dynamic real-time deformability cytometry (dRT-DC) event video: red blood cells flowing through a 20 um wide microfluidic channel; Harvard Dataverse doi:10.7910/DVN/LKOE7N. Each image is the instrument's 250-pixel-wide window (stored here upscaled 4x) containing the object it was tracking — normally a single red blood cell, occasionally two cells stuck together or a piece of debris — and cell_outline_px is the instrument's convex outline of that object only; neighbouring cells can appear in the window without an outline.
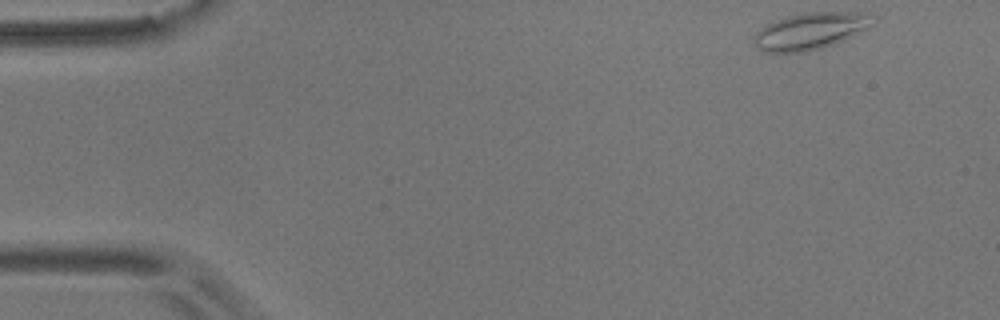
{"species": "common noctule bat (a hibernating species)", "species_latin": "Nyctalus noctula", "temperature_condition": "room temperature", "stored_images_in_passage": 52, "camera_frame_rate_fps": 3000, "um_per_image_px": 0.085, "animal": {"sex": "male", "body_mass_g": 17.9}, "frame": {"image": 1, "passage_image": 1, "time_ms": 0.0, "image_size_px": [1000, 320], "cell_outline_px": [[876, 20], [852, 36], [844, 40], [820, 48], [804, 52], [764, 52], [756, 44], [752, 36], [756, 32], [768, 24], [776, 20], [788, 16], [804, 12], [860, 12]], "centroid_in_image_um": [68.83, 2.63], "position_along_channel_um": 16.2, "area_um2": 24.85}}
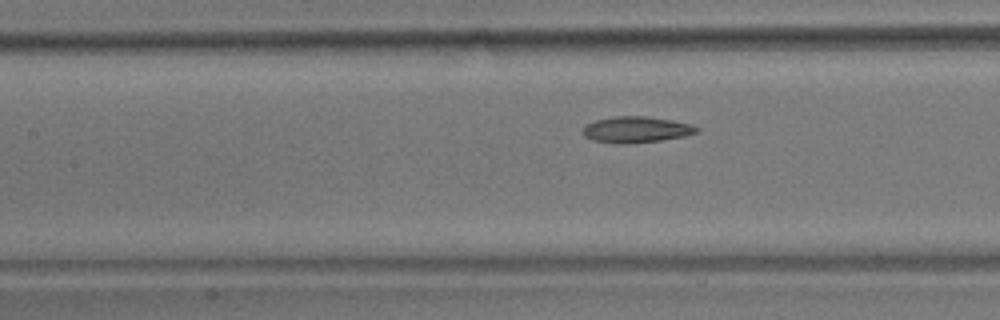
{"frame": {"image": 2, "passage_image": 21, "time_ms": 6.667, "image_size_px": [1000, 320], "cell_outline_px": [[700, 132], [684, 136], [660, 140], [632, 144], [616, 144], [592, 140], [584, 136], [584, 124], [596, 120], [612, 116], [644, 116], [672, 120], [688, 124], [700, 128]], "centroid_in_image_um": [54.06, 11.02], "position_along_channel_um": 153.3, "area_um2": 17.46}}
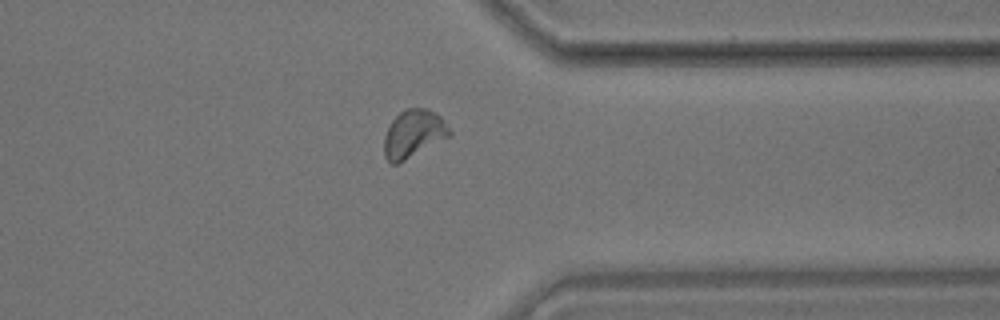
{"frame": {"image": 3, "passage_image": 40, "time_ms": 13.0, "image_size_px": [1000, 320], "cell_outline_px": [[452, 132], [448, 136], [404, 160], [396, 164], [392, 164], [384, 156], [384, 136], [392, 120], [404, 108], [428, 108], [440, 116], [444, 120]], "centroid_in_image_um": [35.12, 11.34], "position_along_channel_um": 376.3, "area_um2": 17.86}, "authors_computed_cell_mechanics": {"area_um2": 17.6579, "velocity_mm_per_s": 3.5957, "shape_relaxation_time_tau1_ms": 4.1257, "shape_relaxation_time_tau2_ms": 2.9478, "deformation_change_tau1": 0.116, "deformation_change_tau2": 0.086}}